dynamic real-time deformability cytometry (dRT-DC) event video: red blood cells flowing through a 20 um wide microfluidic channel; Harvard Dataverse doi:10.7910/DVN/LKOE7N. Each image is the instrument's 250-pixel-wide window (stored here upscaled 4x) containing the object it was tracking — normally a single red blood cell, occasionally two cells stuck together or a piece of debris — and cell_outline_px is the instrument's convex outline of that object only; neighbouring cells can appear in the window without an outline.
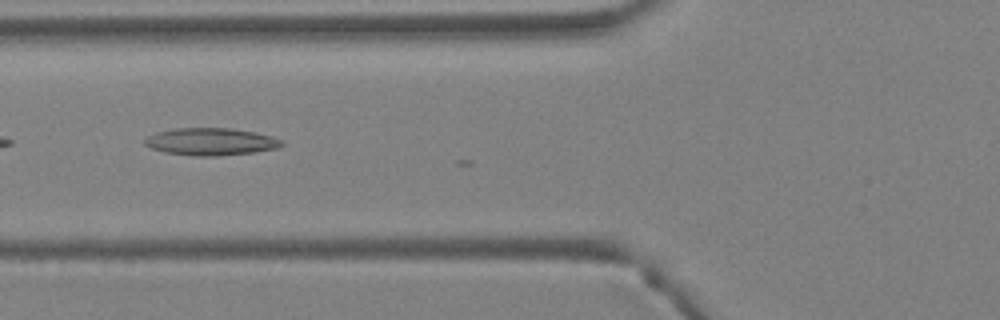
{"species": "Egyptian fruit bat (a non-hibernating species)", "species_latin": "Rousettus aegyptiacus", "temperature_condition": "warm", "stored_images_in_passage": 5, "camera_frame_rate_fps": 3000, "um_per_image_px": 0.085, "animal": {"sex": "female"}, "frame": {"image": 1, "passage_image": 5, "time_ms": 1.333, "image_size_px": [1000, 320], "cell_outline_px": [[284, 144], [276, 148], [256, 152], [216, 156], [192, 156], [164, 152], [152, 148], [144, 144], [144, 140], [148, 136], [156, 132], [176, 128], [232, 128], [256, 132], [272, 136], [284, 140]], "centroid_in_image_um": [17.94, 12.04], "position_along_channel_um": 107.9, "area_um2": 21.96}}